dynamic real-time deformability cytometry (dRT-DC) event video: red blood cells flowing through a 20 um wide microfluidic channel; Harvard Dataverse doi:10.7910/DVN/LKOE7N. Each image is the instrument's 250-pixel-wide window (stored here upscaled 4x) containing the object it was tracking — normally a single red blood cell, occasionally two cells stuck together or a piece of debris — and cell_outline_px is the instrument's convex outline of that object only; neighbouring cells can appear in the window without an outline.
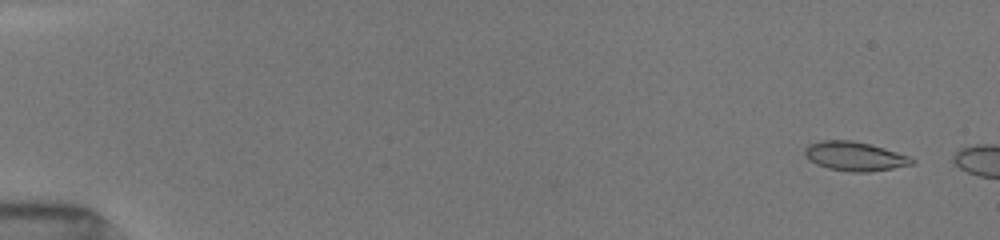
{"species": "common noctule bat (a hibernating species)", "species_latin": "Nyctalus noctula", "temperature_condition": "room temperature", "stored_images_in_passage": 6, "camera_frame_rate_fps": 3000, "um_per_image_px": 0.085, "animal": {"sex": "female", "body_mass_g": 19.5, "forearm_length_mm": 54.1}, "frame": {"image": 1, "passage_image": 2, "time_ms": 0.667, "image_size_px": [1000, 240], "cell_outline_px": [[916, 164], [868, 172], [852, 172], [828, 168], [816, 164], [808, 160], [804, 156], [804, 148], [808, 144], [820, 140], [852, 140], [872, 144], [908, 156], [916, 160]], "centroid_in_image_um": [72.62, 13.27], "position_along_channel_um": 12.4, "area_um2": 18.38}}